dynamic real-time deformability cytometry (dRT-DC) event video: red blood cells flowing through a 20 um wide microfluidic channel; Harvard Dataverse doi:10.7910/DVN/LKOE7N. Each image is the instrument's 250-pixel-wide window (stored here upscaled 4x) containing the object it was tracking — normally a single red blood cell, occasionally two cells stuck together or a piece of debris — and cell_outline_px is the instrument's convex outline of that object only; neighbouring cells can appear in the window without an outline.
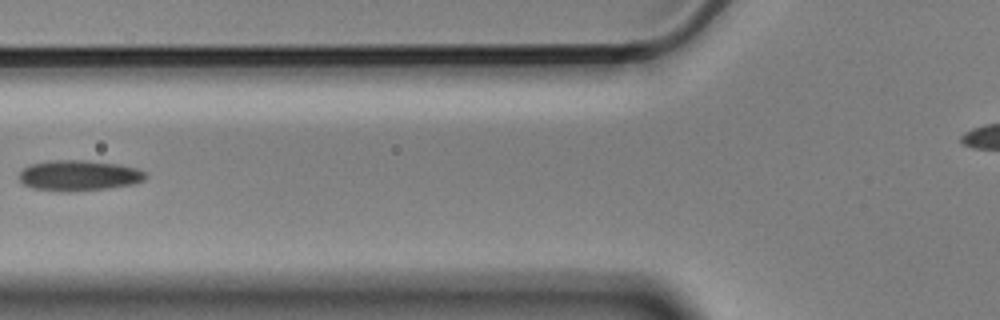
{"species": "Egyptian fruit bat (a non-hibernating species)", "species_latin": "Rousettus aegyptiacus", "temperature_condition": "cold", "stored_images_in_passage": 6, "camera_frame_rate_fps": 3000, "um_per_image_px": 0.085, "animal": {"sex": "male"}, "frame": {"image": 1, "passage_image": 6, "time_ms": 1.667, "image_size_px": [1000, 320], "cell_outline_px": [[148, 176], [144, 180], [132, 184], [108, 188], [68, 192], [60, 192], [32, 188], [24, 184], [20, 180], [20, 172], [24, 168], [32, 164], [52, 160], [88, 160], [116, 164], [136, 168], [144, 172]], "centroid_in_image_um": [6.7, 14.92], "position_along_channel_um": 119.1, "area_um2": 22.48}}